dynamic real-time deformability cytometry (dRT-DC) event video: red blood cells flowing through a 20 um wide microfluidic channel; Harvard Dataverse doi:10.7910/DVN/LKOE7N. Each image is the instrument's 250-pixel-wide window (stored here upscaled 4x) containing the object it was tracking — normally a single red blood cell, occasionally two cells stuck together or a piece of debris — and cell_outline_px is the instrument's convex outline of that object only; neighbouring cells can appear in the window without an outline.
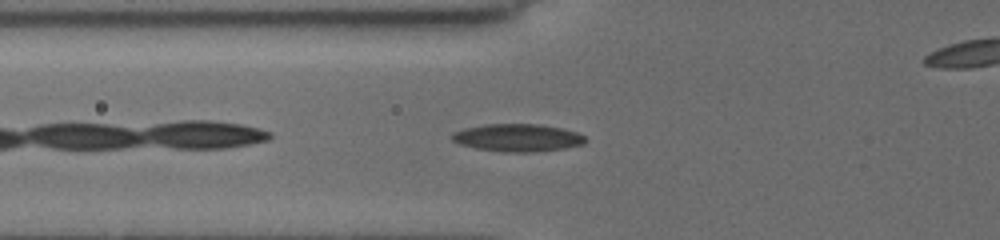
{"species": "common noctule bat (a hibernating species)", "species_latin": "Nyctalus noctula", "temperature_condition": "cold", "stored_images_in_passage": 37, "camera_frame_rate_fps": 3000, "um_per_image_px": 0.085, "animal": {"sex": "female", "body_mass_g": 19.5, "forearm_length_mm": 54.1}, "frame": {"image": 1, "passage_image": 3, "time_ms": 0.667, "image_size_px": [1000, 240], "cell_outline_px": [[588, 140], [584, 144], [564, 148], [532, 152], [504, 152], [476, 148], [460, 144], [452, 140], [452, 132], [464, 128], [484, 124], [540, 124], [560, 128], [576, 132], [584, 136]], "centroid_in_image_um": [43.99, 11.7], "position_along_channel_um": 81.8, "area_um2": 21.44}}
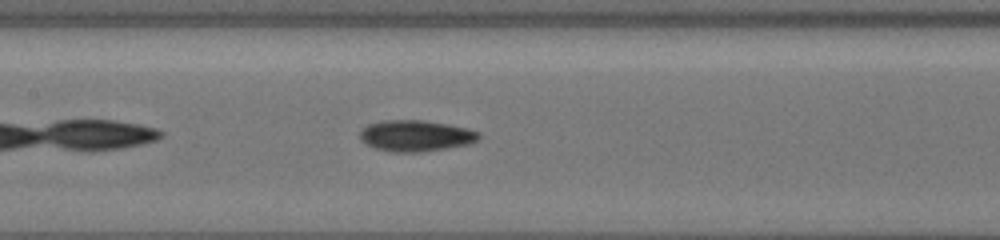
{"frame": {"image": 2, "passage_image": 10, "time_ms": 3.0, "image_size_px": [1000, 240], "cell_outline_px": [[480, 136], [476, 140], [468, 144], [424, 152], [392, 152], [376, 148], [364, 144], [360, 140], [360, 132], [368, 124], [380, 120], [424, 120], [448, 124], [468, 128], [480, 132]], "centroid_in_image_um": [35.32, 11.53], "position_along_channel_um": 172.1, "area_um2": 21.73}}
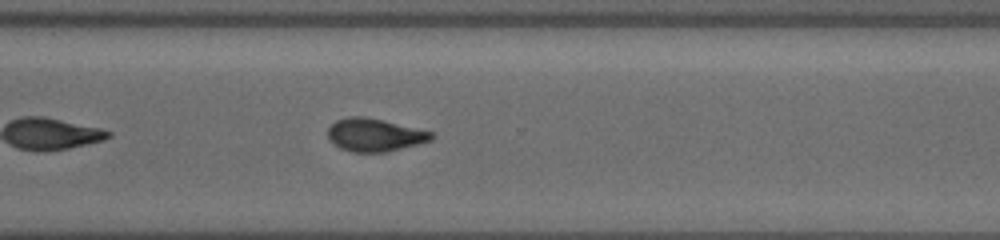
{"frame": {"image": 3, "passage_image": 23, "time_ms": 7.333, "image_size_px": [1000, 240], "cell_outline_px": [[432, 140], [420, 144], [384, 152], [352, 152], [340, 148], [328, 136], [328, 128], [336, 120], [348, 116], [364, 116], [384, 120], [432, 132]], "centroid_in_image_um": [31.84, 11.46], "position_along_channel_um": 338.8, "area_um2": 19.71}, "authors_computed_cell_mechanics": {"area_um2": 19.9988, "velocity_mm_per_s": 3.8557, "shape_relaxation_time_tau1_ms": 3.2434, "shape_relaxation_time_tau2_ms": 2.7249, "deformation_change_tau1": 0.1467, "deformation_change_tau2": 0.0864}}